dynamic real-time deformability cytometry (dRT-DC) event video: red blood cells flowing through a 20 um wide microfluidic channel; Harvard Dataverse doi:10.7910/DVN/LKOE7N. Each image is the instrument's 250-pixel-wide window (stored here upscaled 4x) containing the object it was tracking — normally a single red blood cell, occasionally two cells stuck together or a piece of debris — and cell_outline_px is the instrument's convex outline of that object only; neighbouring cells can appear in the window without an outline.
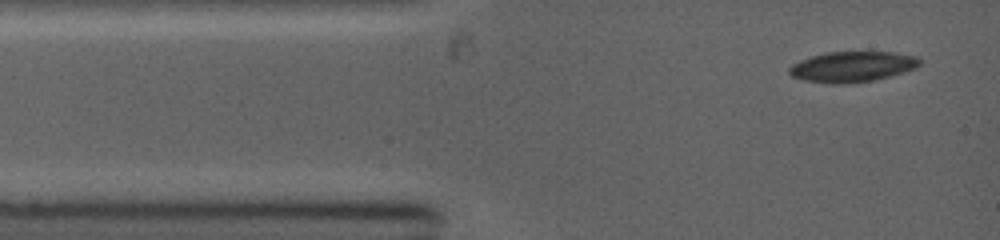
{"species": "common noctule bat (a hibernating species)", "species_latin": "Nyctalus noctula", "temperature_condition": "warm", "stored_images_in_passage": 12, "camera_frame_rate_fps": 5000, "um_per_image_px": 0.085, "animal": {"sex": "female", "body_mass_g": 19.0, "forearm_length_mm": 53.3}, "frame": {"image": 1, "passage_image": 1, "time_ms": 0.0, "image_size_px": [1000, 240], "cell_outline_px": [[920, 64], [916, 68], [892, 76], [872, 80], [840, 84], [832, 84], [804, 80], [792, 76], [788, 72], [788, 68], [792, 64], [800, 60], [812, 56], [828, 52], [896, 52], [916, 56], [920, 60]], "centroid_in_image_um": [72.45, 5.67], "position_along_channel_um": 12.5, "area_um2": 23.18}}
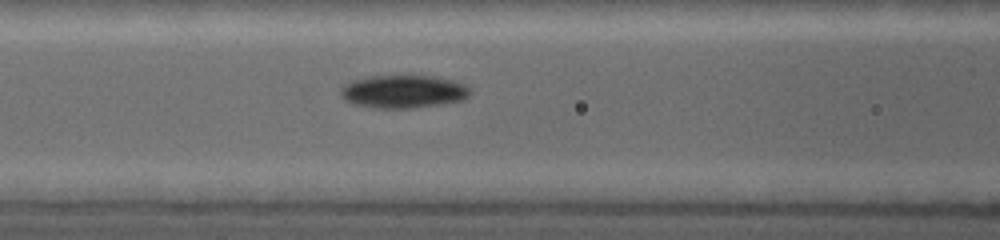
{"frame": {"image": 2, "passage_image": 8, "time_ms": 3.6, "image_size_px": [1000, 240], "cell_outline_px": [[472, 92], [464, 100], [444, 104], [412, 108], [372, 108], [352, 104], [344, 100], [340, 96], [340, 88], [344, 84], [352, 80], [372, 76], [432, 76], [452, 80], [464, 84]], "centroid_in_image_um": [34.25, 7.8], "position_along_channel_um": 132.3, "area_um2": 25.14}}
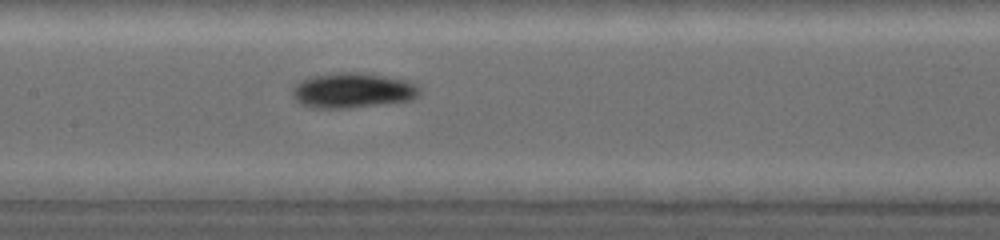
{"frame": {"image": 3, "passage_image": 10, "time_ms": 4.6, "image_size_px": [1000, 240], "cell_outline_px": [[420, 96], [412, 100], [348, 108], [312, 108], [300, 104], [292, 96], [292, 84], [308, 76], [332, 72], [360, 72], [384, 76], [404, 80], [416, 84], [420, 88]], "centroid_in_image_um": [29.91, 7.67], "position_along_channel_um": 177.5, "area_um2": 26.47}}